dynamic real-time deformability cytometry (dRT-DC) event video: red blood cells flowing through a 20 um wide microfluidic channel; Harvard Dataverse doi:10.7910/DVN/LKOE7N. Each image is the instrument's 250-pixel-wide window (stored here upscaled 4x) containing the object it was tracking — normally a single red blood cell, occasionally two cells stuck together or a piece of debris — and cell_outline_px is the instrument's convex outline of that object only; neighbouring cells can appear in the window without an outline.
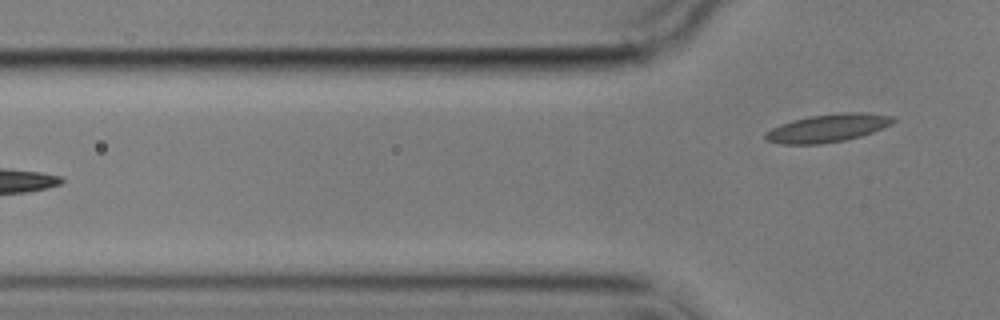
{"species": "common noctule bat (a hibernating species)", "species_latin": "Nyctalus noctula", "temperature_condition": "cold", "stored_images_in_passage": 6, "camera_frame_rate_fps": 3000, "um_per_image_px": 0.085, "animal": {"sex": "male", "body_mass_g": 17.9}, "frame": {"image": 1, "passage_image": 6, "time_ms": 6.333, "image_size_px": [1000, 320], "cell_outline_px": [[896, 120], [892, 124], [872, 132], [860, 136], [844, 140], [820, 144], [780, 144], [764, 140], [764, 132], [780, 124], [792, 120], [808, 116], [840, 112], [864, 112], [892, 116]], "centroid_in_image_um": [70.32, 10.88], "position_along_channel_um": 55.5, "area_um2": 20.98}}